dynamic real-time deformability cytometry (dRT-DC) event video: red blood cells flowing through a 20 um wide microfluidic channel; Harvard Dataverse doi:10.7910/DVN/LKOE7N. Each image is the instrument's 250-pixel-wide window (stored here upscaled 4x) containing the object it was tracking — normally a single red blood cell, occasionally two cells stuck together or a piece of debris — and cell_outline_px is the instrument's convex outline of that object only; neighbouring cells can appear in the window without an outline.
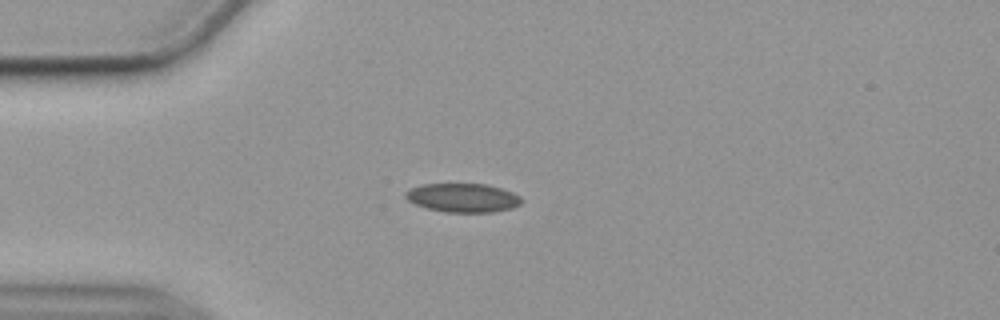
{"species": "common noctule bat (a hibernating species)", "species_latin": "Nyctalus noctula", "temperature_condition": "cold", "stored_images_in_passage": 43, "camera_frame_rate_fps": 3000, "um_per_image_px": 0.085, "animal": {"sex": "female", "body_mass_g": 19.9}, "frame": {"image": 1, "passage_image": 1, "time_ms": 0.0, "image_size_px": [1000, 320], "cell_outline_px": [[520, 204], [512, 208], [492, 212], [444, 212], [428, 208], [416, 204], [408, 200], [404, 196], [404, 192], [420, 184], [484, 184], [500, 188], [512, 192], [520, 196]], "centroid_in_image_um": [39.32, 16.81], "position_along_channel_um": 45.7, "area_um2": 19.31}}
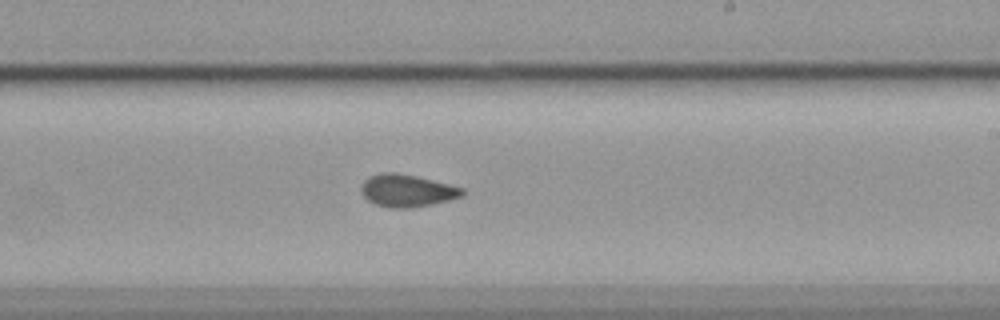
{"frame": {"image": 2, "passage_image": 20, "time_ms": 6.333, "image_size_px": [1000, 320], "cell_outline_px": [[464, 196], [448, 200], [412, 208], [392, 208], [376, 204], [368, 200], [364, 196], [360, 188], [364, 180], [368, 176], [384, 172], [396, 172], [416, 176], [464, 188]], "centroid_in_image_um": [34.58, 16.2], "position_along_channel_um": 254.4, "area_um2": 19.02}}
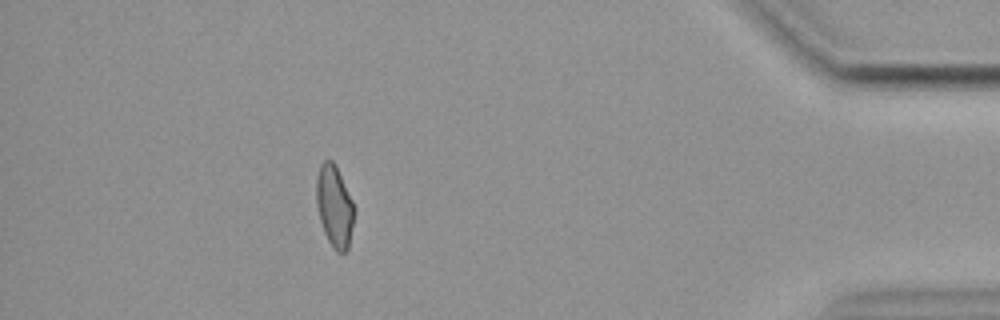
{"frame": {"image": 3, "passage_image": 37, "time_ms": 12.0, "image_size_px": [1000, 320], "cell_outline_px": [[356, 212], [348, 248], [344, 252], [336, 252], [332, 248], [324, 232], [320, 220], [316, 204], [316, 176], [320, 164], [324, 160], [332, 160], [336, 164], [356, 208]], "centroid_in_image_um": [28.44, 17.52], "position_along_channel_um": 406.8, "area_um2": 18.44}, "authors_computed_cell_mechanics": {"area_um2": 18.6116, "velocity_mm_per_s": 3.5708, "shape_relaxation_time_tau1_ms": 8.1065, "shape_relaxation_time_tau2_ms": 2.1326, "deformation_change_tau1": 0.1181, "deformation_change_tau2": 0.0577}}